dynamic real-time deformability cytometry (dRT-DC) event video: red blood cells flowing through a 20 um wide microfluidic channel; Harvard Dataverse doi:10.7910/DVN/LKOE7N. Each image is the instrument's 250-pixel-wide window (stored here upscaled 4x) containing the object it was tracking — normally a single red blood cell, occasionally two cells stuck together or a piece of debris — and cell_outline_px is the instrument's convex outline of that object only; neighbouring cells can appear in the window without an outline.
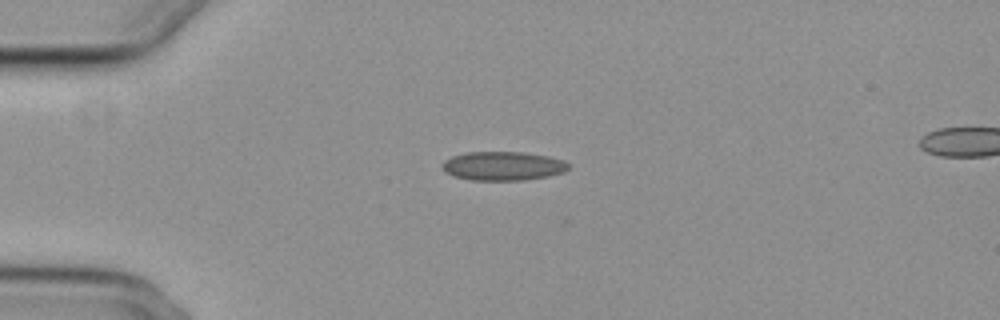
{"species": "common noctule bat (a hibernating species)", "species_latin": "Nyctalus noctula", "temperature_condition": "cold", "stored_images_in_passage": 42, "camera_frame_rate_fps": 3000, "um_per_image_px": 0.085, "animal": {"sex": "female", "body_mass_g": 29.2, "forearm_length_mm": 56.3}, "frame": {"image": 1, "passage_image": 1, "time_ms": 0.0, "image_size_px": [1000, 320], "cell_outline_px": [[568, 168], [564, 172], [548, 176], [524, 180], [472, 180], [452, 176], [444, 172], [440, 168], [440, 164], [444, 160], [452, 156], [468, 152], [520, 152], [548, 156], [564, 160], [568, 164]], "centroid_in_image_um": [42.69, 14.11], "position_along_channel_um": 42.3, "area_um2": 21.39}}
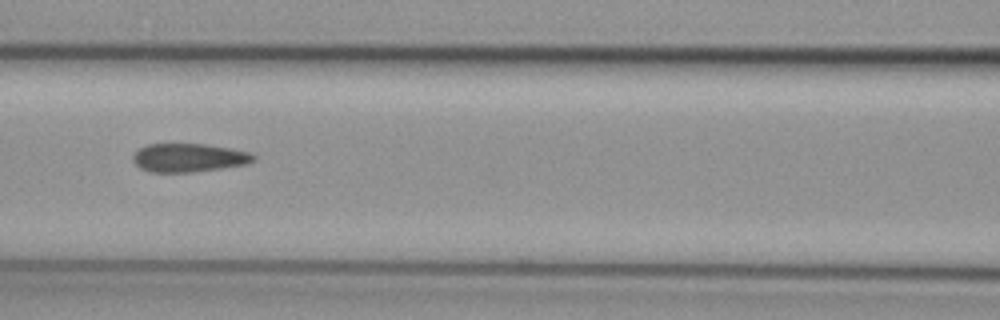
{"frame": {"image": 2, "passage_image": 12, "time_ms": 3.667, "image_size_px": [1000, 320], "cell_outline_px": [[256, 160], [248, 164], [192, 172], [148, 172], [140, 168], [132, 160], [132, 156], [140, 148], [148, 144], [204, 144], [228, 148], [248, 152], [256, 156]], "centroid_in_image_um": [16.04, 13.41], "position_along_channel_um": 150.6, "area_um2": 19.94}}
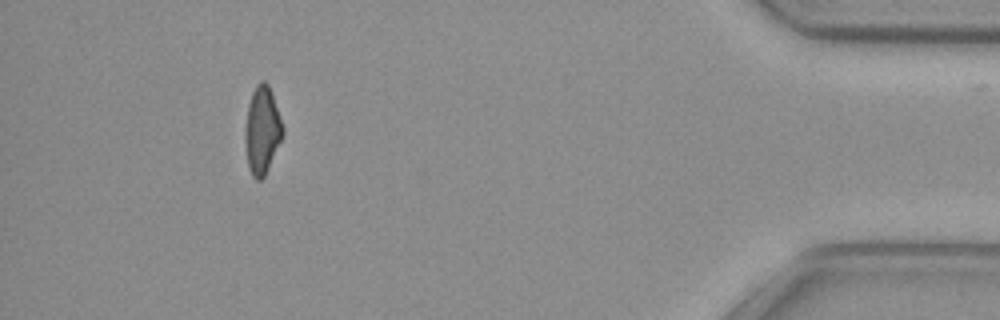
{"frame": {"image": 3, "passage_image": 38, "time_ms": 12.333, "image_size_px": [1000, 320], "cell_outline_px": [[284, 132], [268, 168], [264, 176], [260, 180], [256, 180], [252, 176], [248, 164], [244, 140], [244, 132], [248, 104], [252, 92], [256, 84], [260, 80], [264, 80], [268, 84], [272, 92], [284, 128]], "centroid_in_image_um": [22.27, 11.03], "position_along_channel_um": 412.9, "area_um2": 19.19}, "authors_computed_cell_mechanics": {"area_um2": 20.4901, "velocity_mm_per_s": 3.7343, "shape_relaxation_time_tau1_ms": null, "shape_relaxation_time_tau2_ms": 2.4337, "deformation_change_tau1": null, "deformation_change_tau2": 0.099}}